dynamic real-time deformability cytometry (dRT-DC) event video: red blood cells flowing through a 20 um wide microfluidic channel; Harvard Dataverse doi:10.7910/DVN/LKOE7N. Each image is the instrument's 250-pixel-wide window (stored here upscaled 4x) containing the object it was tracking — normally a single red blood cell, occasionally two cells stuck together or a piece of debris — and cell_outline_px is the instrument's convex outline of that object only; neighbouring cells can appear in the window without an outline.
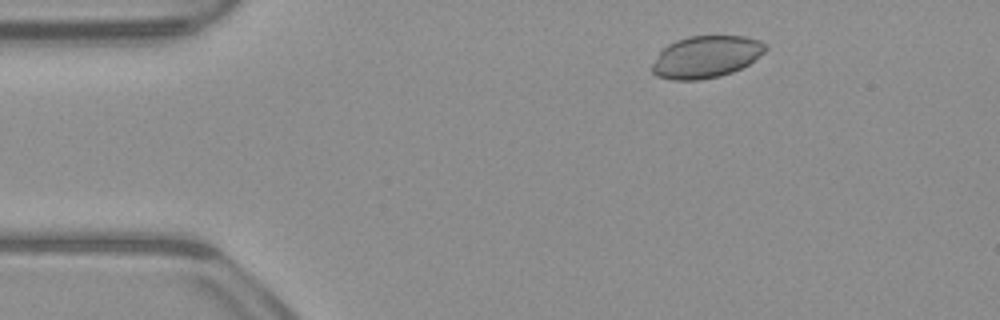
{"species": "common noctule bat (a hibernating species)", "species_latin": "Nyctalus noctula", "temperature_condition": "warm", "stored_images_in_passage": 50, "camera_frame_rate_fps": 3000, "um_per_image_px": 0.085, "animal": {"sex": "male", "body_mass_g": 23.1, "forearm_length_mm": 52.7}, "frame": {"image": 1, "passage_image": 6, "time_ms": 1.667, "image_size_px": [1000, 320], "cell_outline_px": [[768, 48], [764, 52], [748, 64], [732, 72], [720, 76], [700, 80], [672, 80], [656, 76], [652, 72], [652, 64], [660, 52], [668, 44], [676, 40], [688, 36], [744, 36], [760, 40]], "centroid_in_image_um": [60.0, 4.83], "position_along_channel_um": 25.0, "area_um2": 27.69}}
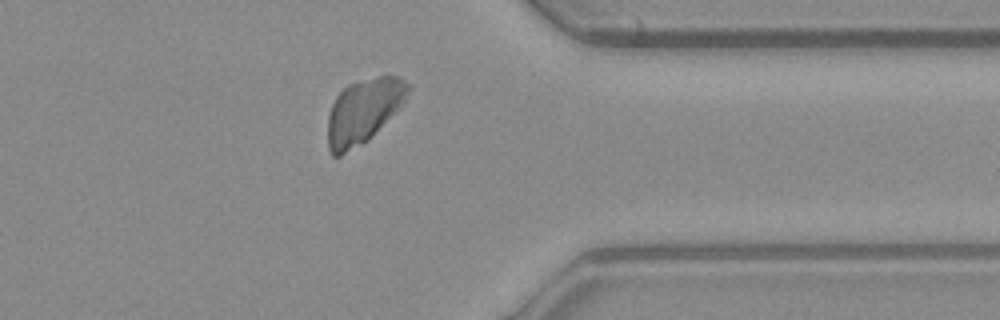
{"frame": {"image": 2, "passage_image": 39, "time_ms": 12.667, "image_size_px": [1000, 320], "cell_outline_px": [[412, 88], [404, 100], [372, 136], [368, 140], [340, 156], [332, 156], [328, 152], [328, 116], [332, 104], [336, 96], [348, 84], [380, 76], [400, 76], [412, 84]], "centroid_in_image_um": [30.88, 9.43], "position_along_channel_um": 380.5, "area_um2": 29.82}}
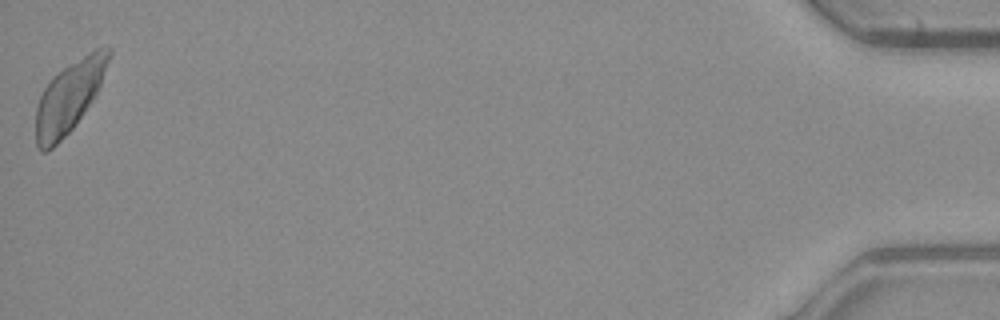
{"frame": {"image": 3, "passage_image": 50, "time_ms": 16.333, "image_size_px": [1000, 320], "cell_outline_px": [[112, 52], [100, 84], [92, 100], [72, 128], [48, 152], [40, 152], [36, 144], [36, 104], [44, 88], [52, 76], [64, 68], [96, 48], [108, 44], [112, 48]], "centroid_in_image_um": [5.86, 8.22], "position_along_channel_um": 429.3, "area_um2": 29.77}}